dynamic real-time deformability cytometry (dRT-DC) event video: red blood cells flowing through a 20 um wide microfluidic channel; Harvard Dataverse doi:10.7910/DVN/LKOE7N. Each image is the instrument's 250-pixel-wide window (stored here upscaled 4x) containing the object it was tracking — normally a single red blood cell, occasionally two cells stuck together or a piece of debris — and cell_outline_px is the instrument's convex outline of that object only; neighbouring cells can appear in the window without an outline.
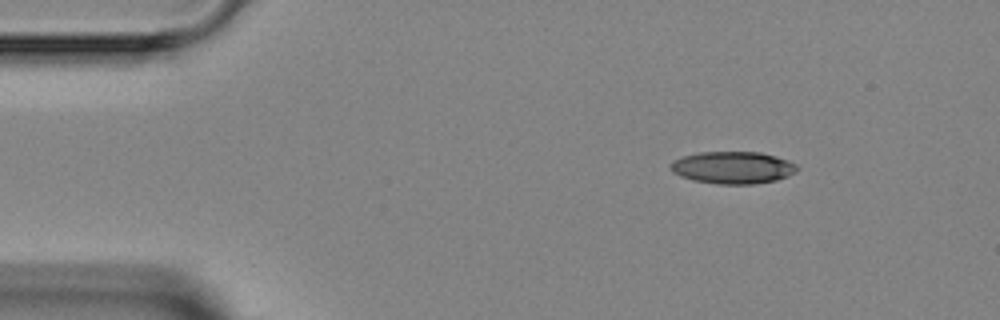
{"species": "Egyptian fruit bat (a non-hibernating species)", "species_latin": "Rousettus aegyptiacus", "temperature_condition": "room temperature", "stored_images_in_passage": 3, "camera_frame_rate_fps": 3000, "um_per_image_px": 0.085, "animal": {"sex": "female"}, "frame": {"image": 1, "passage_image": 1, "time_ms": 0.0, "image_size_px": [1000, 320], "cell_outline_px": [[800, 168], [796, 172], [788, 176], [776, 180], [752, 184], [716, 184], [692, 180], [680, 176], [672, 172], [668, 164], [672, 160], [684, 156], [700, 152], [760, 152], [776, 156], [788, 160], [796, 164]], "centroid_in_image_um": [62.28, 14.24], "position_along_channel_um": 22.7, "area_um2": 23.99}}
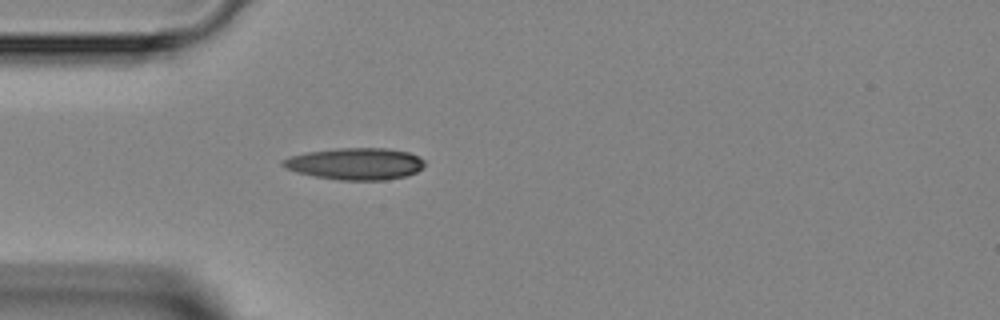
{"frame": {"image": 2, "passage_image": 3, "time_ms": 2.333, "image_size_px": [1000, 320], "cell_outline_px": [[424, 164], [416, 172], [408, 176], [384, 180], [340, 180], [316, 176], [296, 172], [284, 168], [280, 164], [280, 160], [292, 156], [308, 152], [340, 148], [388, 148], [408, 152], [424, 160]], "centroid_in_image_um": [30.19, 13.92], "position_along_channel_um": 54.8, "area_um2": 26.18}}